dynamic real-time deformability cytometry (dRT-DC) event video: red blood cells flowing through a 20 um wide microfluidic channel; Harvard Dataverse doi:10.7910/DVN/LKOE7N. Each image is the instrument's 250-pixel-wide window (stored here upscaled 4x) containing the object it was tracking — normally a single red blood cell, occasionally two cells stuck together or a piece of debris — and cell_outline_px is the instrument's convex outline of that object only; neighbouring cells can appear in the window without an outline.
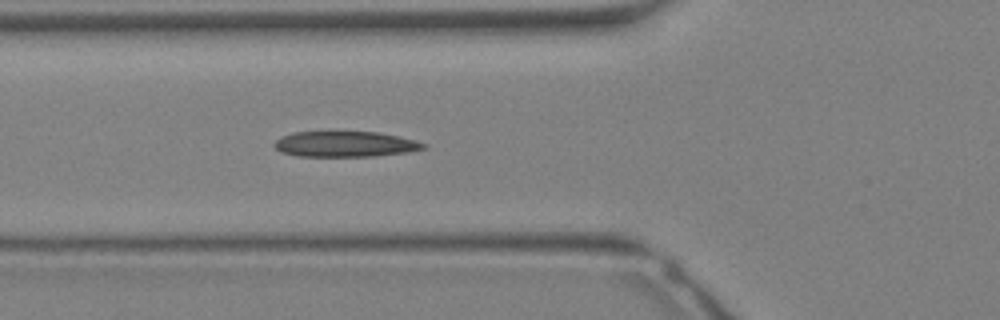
{"species": "Egyptian fruit bat (a non-hibernating species)", "species_latin": "Rousettus aegyptiacus", "temperature_condition": "warm", "stored_images_in_passage": 15, "camera_frame_rate_fps": 3000, "um_per_image_px": 0.085, "animal": {"sex": "female"}, "frame": {"image": 1, "passage_image": 3, "time_ms": 0.667, "image_size_px": [1000, 320], "cell_outline_px": [[428, 148], [408, 152], [376, 156], [296, 156], [280, 152], [272, 144], [280, 136], [292, 132], [328, 128], [376, 132], [416, 140], [428, 144]], "centroid_in_image_um": [29.27, 12.19], "position_along_channel_um": 96.5, "area_um2": 23.58}}
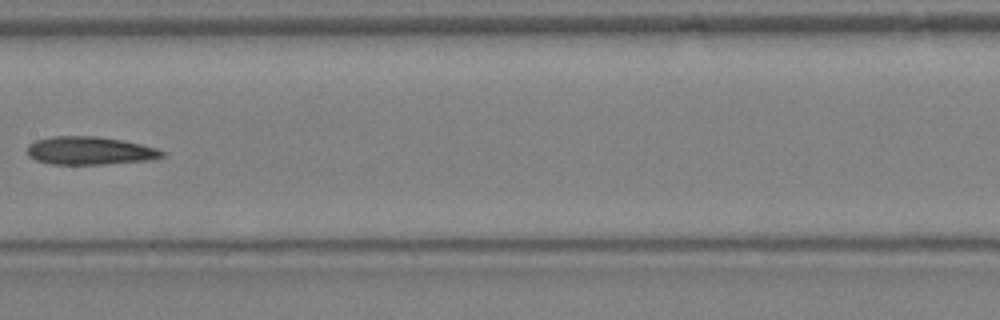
{"frame": {"image": 2, "passage_image": 8, "time_ms": 2.333, "image_size_px": [1000, 320], "cell_outline_px": [[164, 156], [152, 160], [104, 164], [52, 164], [36, 160], [28, 156], [28, 144], [36, 140], [52, 136], [96, 136], [120, 140], [140, 144], [156, 148], [164, 152]], "centroid_in_image_um": [7.62, 12.81], "position_along_channel_um": 199.8, "area_um2": 21.96}}
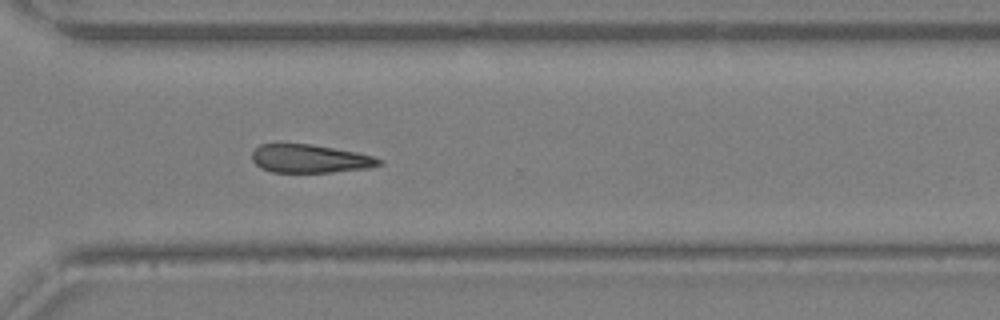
{"frame": {"image": 3, "passage_image": 15, "time_ms": 4.667, "image_size_px": [1000, 320], "cell_outline_px": [[384, 164], [368, 168], [332, 172], [272, 172], [260, 168], [252, 160], [252, 152], [260, 144], [312, 144], [356, 152], [372, 156], [384, 160]], "centroid_in_image_um": [26.36, 13.49], "position_along_channel_um": 344.2, "area_um2": 20.98}}